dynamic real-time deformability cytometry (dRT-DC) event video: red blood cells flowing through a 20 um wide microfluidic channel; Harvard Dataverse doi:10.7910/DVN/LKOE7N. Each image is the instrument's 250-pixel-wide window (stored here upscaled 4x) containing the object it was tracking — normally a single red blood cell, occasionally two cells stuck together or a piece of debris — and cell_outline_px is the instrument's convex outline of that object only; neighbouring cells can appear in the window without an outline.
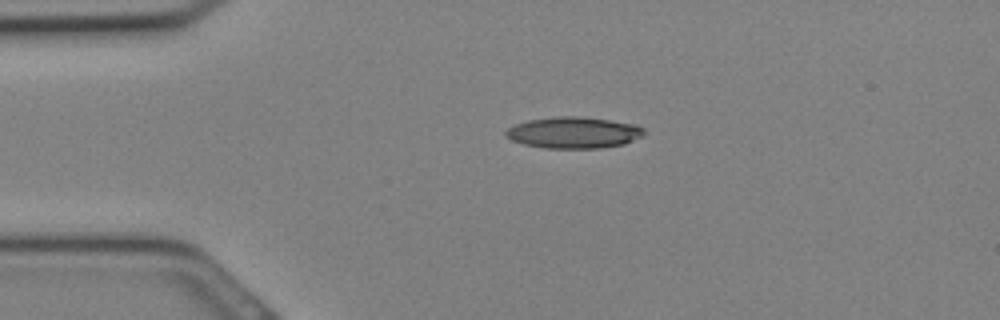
{"species": "Egyptian fruit bat (a non-hibernating species)", "species_latin": "Rousettus aegyptiacus", "temperature_condition": "cold", "stored_images_in_passage": 13, "camera_frame_rate_fps": 3000, "um_per_image_px": 0.085, "animal": {"sex": "female"}, "frame": {"image": 1, "passage_image": 1, "time_ms": 0.0, "image_size_px": [1000, 320], "cell_outline_px": [[644, 136], [624, 144], [600, 148], [544, 148], [524, 144], [512, 140], [504, 136], [504, 132], [508, 128], [516, 124], [528, 120], [552, 116], [580, 116], [636, 124], [644, 128]], "centroid_in_image_um": [48.76, 11.27], "position_along_channel_um": 36.2, "area_um2": 25.43}}
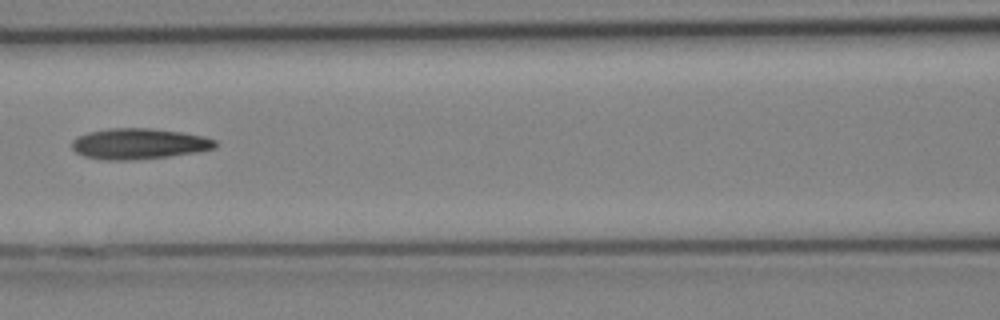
{"frame": {"image": 2, "passage_image": 8, "time_ms": 2.333, "image_size_px": [1000, 320], "cell_outline_px": [[216, 148], [196, 152], [168, 156], [128, 160], [104, 160], [84, 156], [76, 152], [72, 148], [72, 140], [76, 136], [88, 132], [112, 128], [152, 128], [180, 132], [204, 136], [216, 140]], "centroid_in_image_um": [11.79, 12.21], "position_along_channel_um": 154.8, "area_um2": 25.66}}
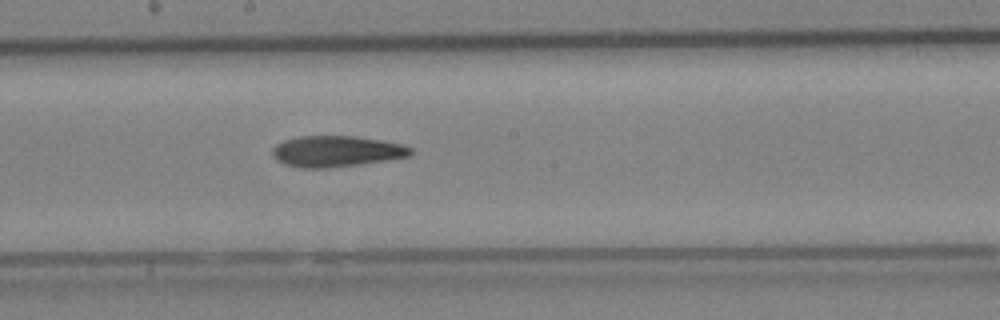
{"frame": {"image": 3, "passage_image": 11, "time_ms": 3.333, "image_size_px": [1000, 320], "cell_outline_px": [[412, 156], [360, 164], [328, 168], [300, 168], [284, 164], [276, 160], [272, 156], [272, 148], [276, 144], [284, 140], [300, 136], [352, 136], [380, 140], [404, 144], [412, 148]], "centroid_in_image_um": [28.58, 12.87], "position_along_channel_um": 219.6, "area_um2": 25.14}}